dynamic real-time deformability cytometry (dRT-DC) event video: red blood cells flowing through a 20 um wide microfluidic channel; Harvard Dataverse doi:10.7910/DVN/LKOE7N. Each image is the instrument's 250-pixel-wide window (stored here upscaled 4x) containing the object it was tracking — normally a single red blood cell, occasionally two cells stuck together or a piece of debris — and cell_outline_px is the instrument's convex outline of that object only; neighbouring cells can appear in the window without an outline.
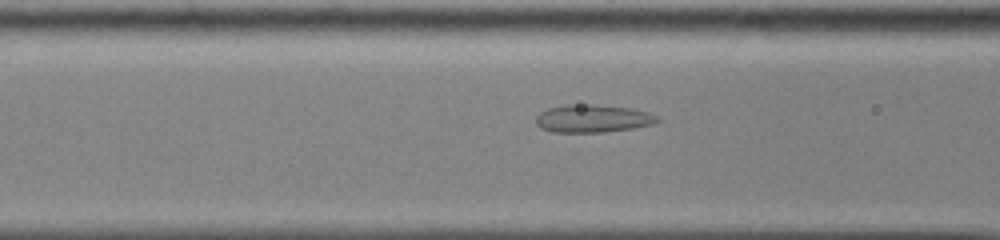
{"species": "common noctule bat (a hibernating species)", "species_latin": "Nyctalus noctula", "temperature_condition": "cold", "stored_images_in_passage": 34, "camera_frame_rate_fps": 3000, "um_per_image_px": 0.085, "animal": {"sex": "male", "body_mass_g": 13.0, "forearm_length_mm": 53.1}, "frame": {"image": 1, "passage_image": 10, "time_ms": 3.0, "image_size_px": [1000, 240], "cell_outline_px": [[660, 120], [652, 124], [632, 128], [604, 132], [552, 132], [540, 128], [536, 124], [536, 116], [540, 112], [548, 108], [568, 104], [592, 104], [632, 108], [648, 112], [656, 116]], "centroid_in_image_um": [50.35, 10.07], "position_along_channel_um": 116.3, "area_um2": 19.71}}
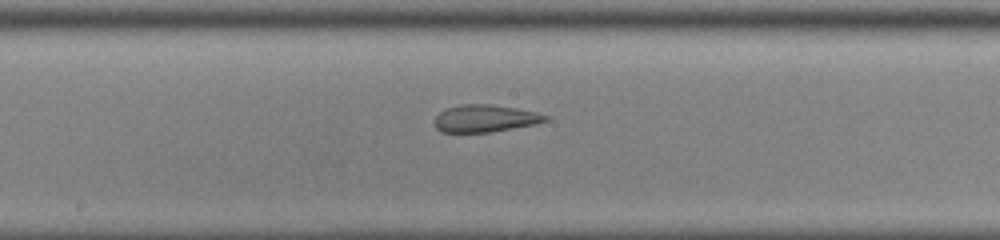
{"frame": {"image": 2, "passage_image": 17, "time_ms": 5.333, "image_size_px": [1000, 240], "cell_outline_px": [[548, 120], [536, 124], [492, 132], [440, 132], [432, 124], [432, 120], [444, 108], [460, 104], [488, 104], [516, 108], [536, 112], [548, 116]], "centroid_in_image_um": [41.17, 10.07], "position_along_channel_um": 207.0, "area_um2": 17.86}}
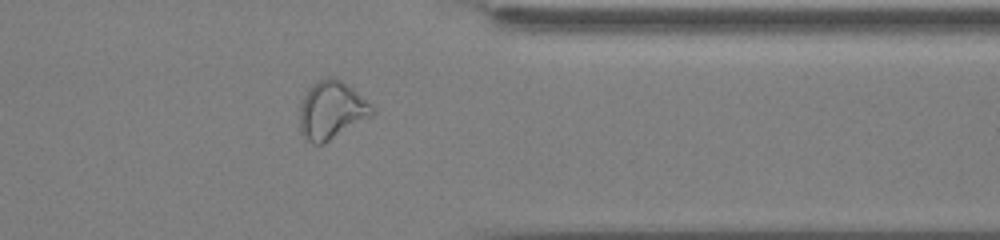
{"frame": {"image": 3, "passage_image": 31, "time_ms": 10.0, "image_size_px": [1000, 240], "cell_outline_px": [[376, 112], [372, 116], [324, 144], [312, 144], [304, 140], [300, 132], [300, 104], [308, 88], [316, 80], [328, 76], [340, 80], [348, 84], [372, 104], [376, 108]], "centroid_in_image_um": [28.19, 9.38], "position_along_channel_um": 383.2, "area_um2": 24.97}, "authors_computed_cell_mechanics": {"area_um2": 19.3341, "velocity_mm_per_s": 3.8826, "shape_relaxation_time_tau1_ms": null, "shape_relaxation_time_tau2_ms": 1.5639, "deformation_change_tau1": null, "deformation_change_tau2": 0.0863}}